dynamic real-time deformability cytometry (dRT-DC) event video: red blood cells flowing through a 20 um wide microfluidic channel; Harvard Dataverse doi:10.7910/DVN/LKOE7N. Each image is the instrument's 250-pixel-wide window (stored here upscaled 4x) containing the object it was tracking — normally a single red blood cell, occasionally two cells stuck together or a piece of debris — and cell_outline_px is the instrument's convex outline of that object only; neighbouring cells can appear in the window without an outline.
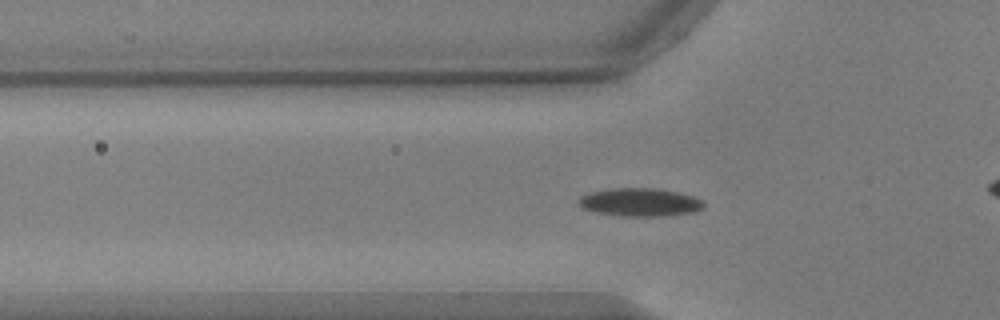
{"species": "common noctule bat (a hibernating species)", "species_latin": "Nyctalus noctula", "temperature_condition": "warm", "stored_images_in_passage": 40, "camera_frame_rate_fps": 3000, "um_per_image_px": 0.085, "animal": {"sex": "male", "body_mass_g": 17.9, "forearm_length_mm": 54.2}, "frame": {"image": 1, "passage_image": 3, "time_ms": 0.667, "image_size_px": [1000, 320], "cell_outline_px": [[704, 208], [692, 212], [660, 216], [620, 216], [596, 212], [584, 208], [580, 204], [580, 196], [588, 192], [608, 188], [652, 188], [676, 192], [692, 196], [704, 200]], "centroid_in_image_um": [54.39, 17.18], "position_along_channel_um": 71.4, "area_um2": 20.4}}
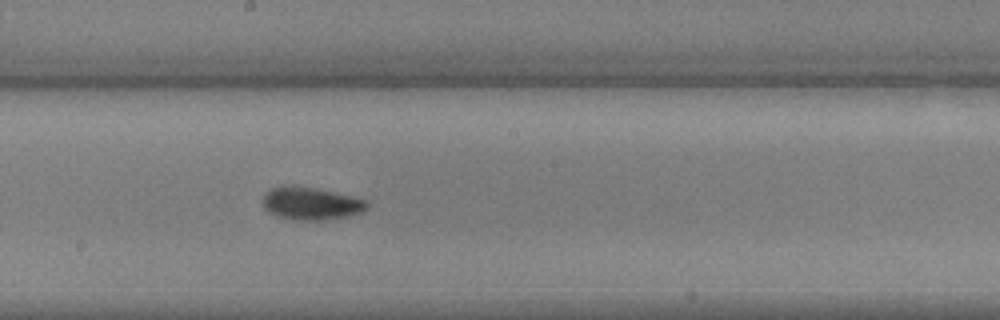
{"frame": {"image": 2, "passage_image": 15, "time_ms": 4.667, "image_size_px": [1000, 320], "cell_outline_px": [[368, 208], [360, 212], [348, 216], [324, 220], [292, 220], [276, 216], [268, 212], [264, 208], [264, 192], [272, 188], [284, 184], [292, 184], [316, 188], [352, 196], [368, 200]], "centroid_in_image_um": [26.41, 17.28], "position_along_channel_um": 221.8, "area_um2": 20.17}}
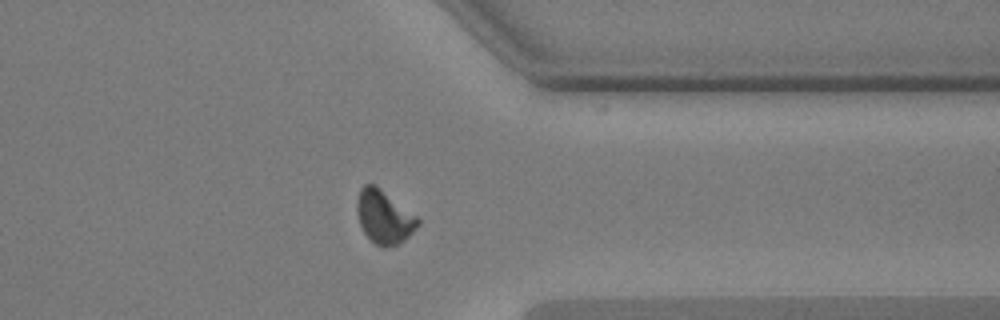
{"frame": {"image": 3, "passage_image": 28, "time_ms": 9.0, "image_size_px": [1000, 320], "cell_outline_px": [[420, 224], [400, 244], [384, 248], [376, 244], [364, 232], [360, 224], [356, 212], [356, 200], [360, 188], [364, 184], [376, 184], [416, 216], [420, 220]], "centroid_in_image_um": [32.63, 18.42], "position_along_channel_um": 378.8, "area_um2": 18.96}, "authors_computed_cell_mechanics": {"area_um2": 18.785, "velocity_mm_per_s": 3.7395, "shape_relaxation_time_tau1_ms": 3.8097, "shape_relaxation_time_tau2_ms": 2.0773, "deformation_change_tau1": 0.1174, "deformation_change_tau2": 0.0533}}